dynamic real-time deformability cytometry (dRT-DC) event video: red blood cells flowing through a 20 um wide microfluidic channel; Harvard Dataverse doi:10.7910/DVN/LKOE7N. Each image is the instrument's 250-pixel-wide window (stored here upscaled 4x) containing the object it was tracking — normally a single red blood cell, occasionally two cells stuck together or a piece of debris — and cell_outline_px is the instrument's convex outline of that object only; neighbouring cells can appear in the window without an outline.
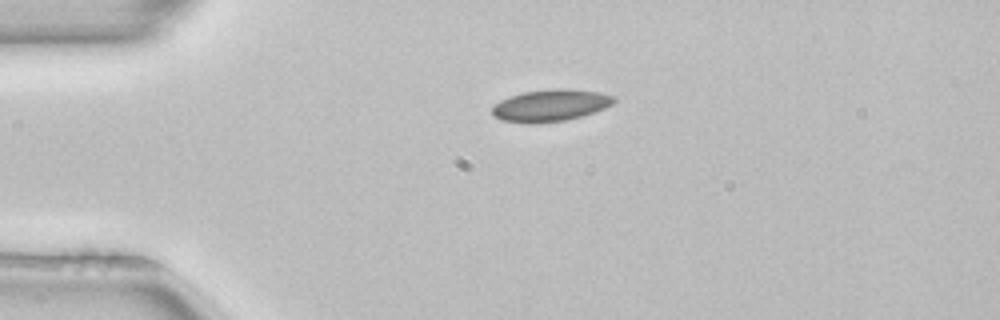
{"species": "common noctule bat (a hibernating species)", "species_latin": "Nyctalus noctula", "temperature_condition": "room temperature", "stored_images_in_passage": 41, "camera_frame_rate_fps": 3000, "um_per_image_px": 0.085, "animal": {"sex": "female", "body_mass_g": 22.7, "forearm_length_mm": 54.2}, "frame": {"image": 1, "passage_image": 1, "time_ms": 0.0, "image_size_px": [1000, 320], "cell_outline_px": [[616, 100], [612, 104], [604, 108], [580, 116], [564, 120], [528, 124], [500, 120], [492, 116], [492, 104], [508, 96], [524, 92], [556, 88], [568, 88], [600, 92], [616, 96]], "centroid_in_image_um": [46.75, 8.95], "position_along_channel_um": 38.3, "area_um2": 22.83}}
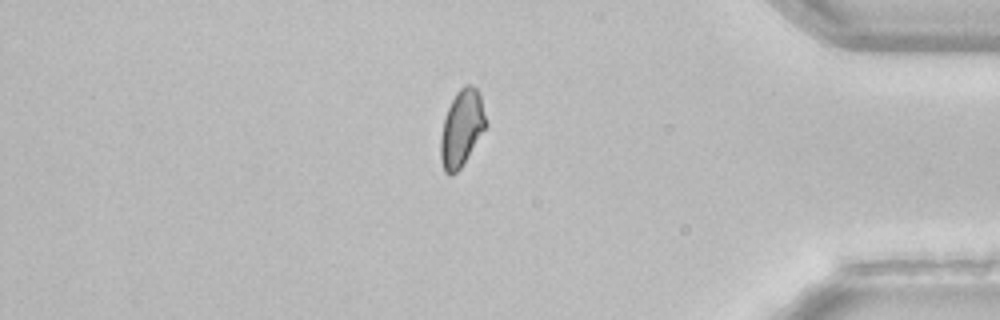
{"frame": {"image": 2, "passage_image": 33, "time_ms": 10.667, "image_size_px": [1000, 320], "cell_outline_px": [[488, 124], [460, 168], [456, 172], [448, 176], [444, 172], [440, 160], [440, 136], [444, 116], [456, 92], [464, 84], [472, 84], [480, 92]], "centroid_in_image_um": [39.23, 10.87], "position_along_channel_um": 396.0, "area_um2": 20.4}}
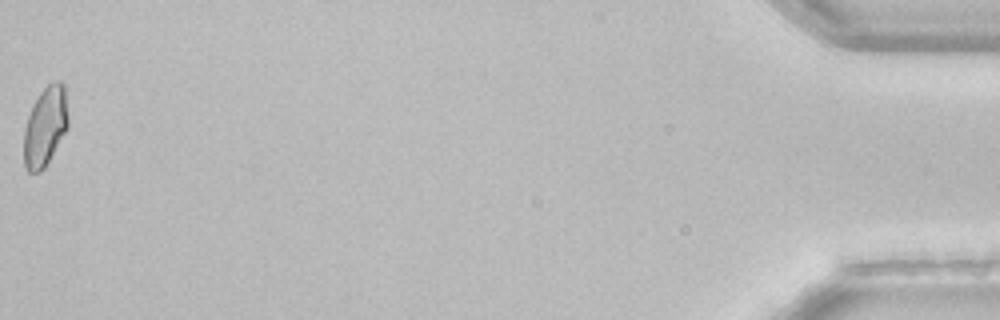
{"frame": {"image": 3, "passage_image": 41, "time_ms": 13.333, "image_size_px": [1000, 320], "cell_outline_px": [[68, 128], [44, 168], [40, 172], [28, 172], [24, 168], [24, 128], [28, 116], [40, 92], [48, 84], [56, 80], [60, 80], [64, 84], [68, 116]], "centroid_in_image_um": [3.85, 10.75], "position_along_channel_um": 431.4, "area_um2": 20.46}, "authors_computed_cell_mechanics": {"area_um2": 20.4612, "velocity_mm_per_s": 3.9641, "shape_relaxation_time_tau1_ms": 8.0143, "shape_relaxation_time_tau2_ms": 8.3827, "deformation_change_tau1": 0.1237, "deformation_change_tau2": 0.0948}}